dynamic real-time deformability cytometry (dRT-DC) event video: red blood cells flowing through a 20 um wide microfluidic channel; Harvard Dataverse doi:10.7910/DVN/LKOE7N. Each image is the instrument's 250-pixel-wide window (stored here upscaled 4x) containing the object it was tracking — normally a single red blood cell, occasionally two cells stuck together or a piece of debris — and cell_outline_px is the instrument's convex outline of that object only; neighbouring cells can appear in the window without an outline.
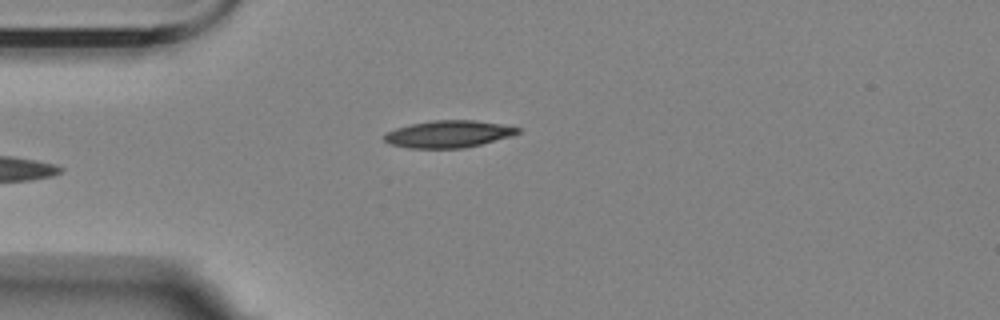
{"species": "Egyptian fruit bat (a non-hibernating species)", "species_latin": "Rousettus aegyptiacus", "temperature_condition": "room temperature", "stored_images_in_passage": 4, "camera_frame_rate_fps": 3000, "um_per_image_px": 0.085, "animal": {"sex": "female"}, "frame": {"image": 1, "passage_image": 4, "time_ms": 4.667, "image_size_px": [1000, 320], "cell_outline_px": [[520, 132], [512, 136], [464, 148], [408, 148], [388, 144], [380, 136], [396, 128], [412, 124], [432, 120], [476, 120], [500, 124], [520, 128]], "centroid_in_image_um": [38.08, 11.4], "position_along_channel_um": 46.9, "area_um2": 21.1}}